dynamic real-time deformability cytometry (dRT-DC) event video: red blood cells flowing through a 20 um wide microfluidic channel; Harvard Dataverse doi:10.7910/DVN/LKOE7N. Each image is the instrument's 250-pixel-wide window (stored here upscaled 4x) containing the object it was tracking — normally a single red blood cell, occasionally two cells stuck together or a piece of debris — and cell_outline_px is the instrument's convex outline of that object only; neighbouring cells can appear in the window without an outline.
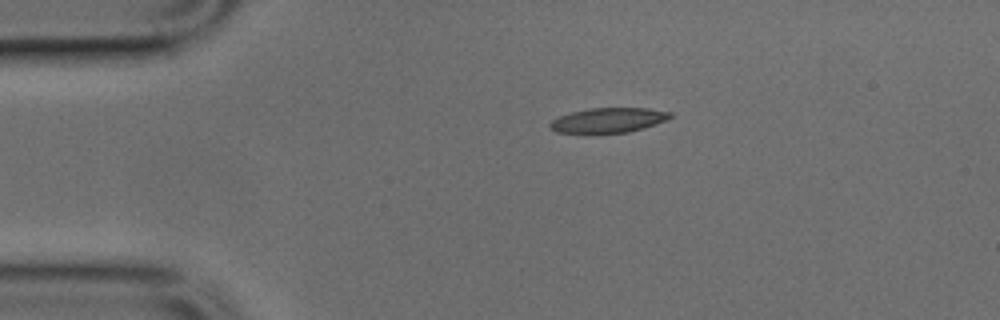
{"species": "common noctule bat (a hibernating species)", "species_latin": "Nyctalus noctula", "temperature_condition": "cold", "stored_images_in_passage": 40, "camera_frame_rate_fps": 3000, "um_per_image_px": 0.085, "animal": {"sex": "male", "body_mass_g": 17.9, "forearm_length_mm": 54.2}, "frame": {"image": 1, "passage_image": 1, "time_ms": 0.0, "image_size_px": [1000, 320], "cell_outline_px": [[672, 116], [656, 124], [644, 128], [628, 132], [584, 136], [556, 132], [548, 128], [548, 124], [552, 120], [560, 116], [572, 112], [592, 108], [648, 108], [672, 112]], "centroid_in_image_um": [51.62, 10.27], "position_along_channel_um": 33.4, "area_um2": 18.15}}
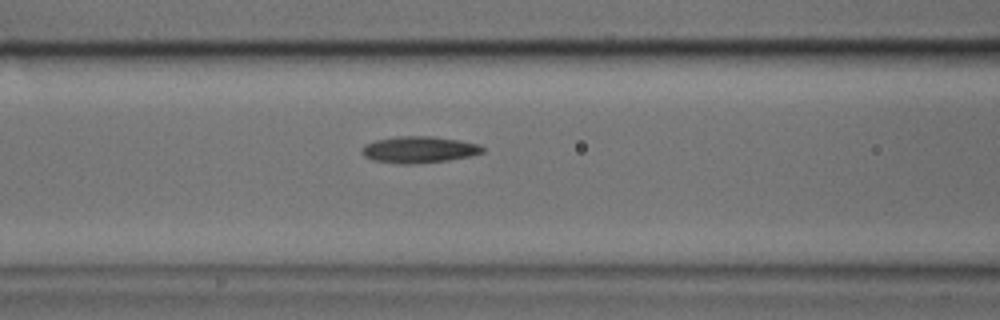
{"frame": {"image": 2, "passage_image": 11, "time_ms": 3.333, "image_size_px": [1000, 320], "cell_outline_px": [[484, 152], [472, 156], [448, 160], [416, 164], [400, 164], [372, 160], [364, 156], [360, 152], [360, 148], [364, 144], [376, 140], [396, 136], [432, 136], [460, 140], [480, 144], [484, 148]], "centroid_in_image_um": [35.6, 12.72], "position_along_channel_um": 131.0, "area_um2": 19.02}}
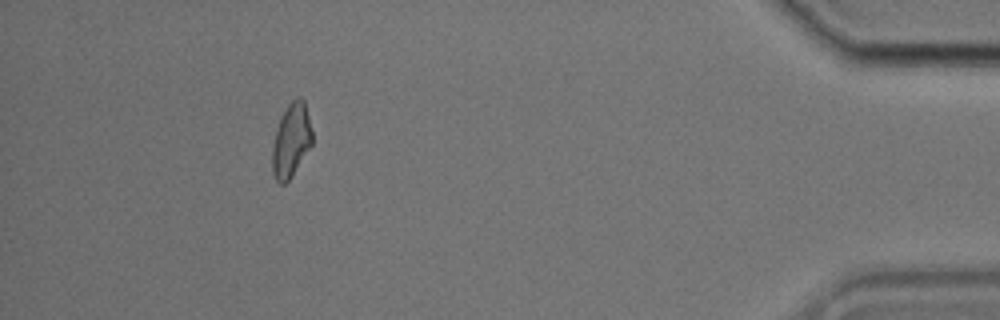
{"frame": {"image": 3, "passage_image": 36, "time_ms": 11.667, "image_size_px": [1000, 320], "cell_outline_px": [[312, 144], [288, 180], [284, 184], [280, 184], [276, 180], [272, 172], [272, 148], [276, 128], [280, 116], [288, 104], [296, 96], [300, 96], [304, 100], [312, 132]], "centroid_in_image_um": [24.73, 11.89], "position_along_channel_um": 410.5, "area_um2": 17.05}}